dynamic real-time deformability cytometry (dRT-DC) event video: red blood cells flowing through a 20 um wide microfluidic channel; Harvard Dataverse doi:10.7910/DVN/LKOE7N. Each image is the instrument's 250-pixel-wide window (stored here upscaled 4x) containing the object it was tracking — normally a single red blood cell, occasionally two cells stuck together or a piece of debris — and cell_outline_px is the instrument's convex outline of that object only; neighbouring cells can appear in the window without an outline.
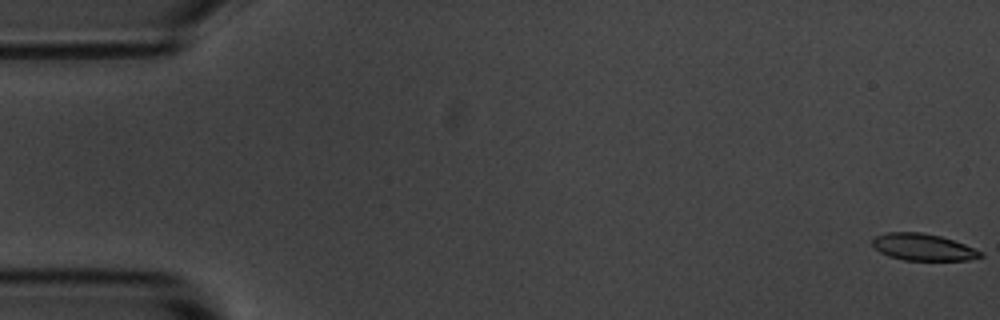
{"species": "common noctule bat (a hibernating species)", "species_latin": "Nyctalus noctula", "temperature_condition": "room temperature", "stored_images_in_passage": 5, "camera_frame_rate_fps": 3000, "um_per_image_px": 0.085, "animal": {"sex": "male", "body_mass_g": 20.1, "forearm_length_mm": 53.5}, "frame": {"image": 1, "passage_image": 1, "time_ms": 0.0, "image_size_px": [1000, 320], "cell_outline_px": [[984, 256], [968, 260], [904, 260], [888, 256], [880, 252], [872, 244], [872, 240], [876, 236], [888, 232], [920, 232], [940, 236], [964, 244], [984, 252]], "centroid_in_image_um": [78.48, 21.01], "position_along_channel_um": 6.5, "area_um2": 16.82}}
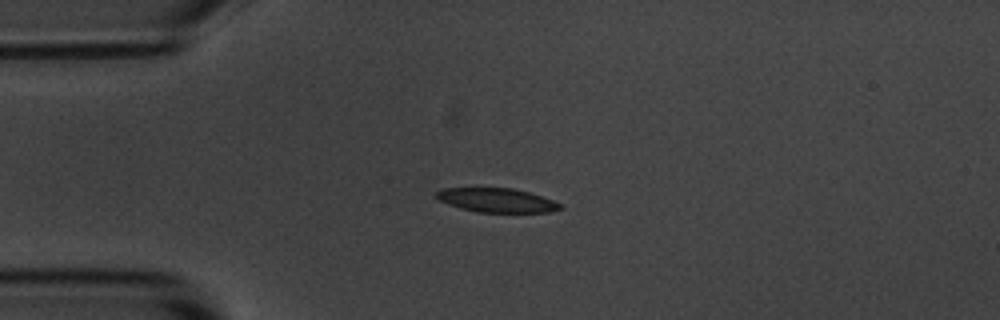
{"frame": {"image": 2, "passage_image": 4, "time_ms": 4.333, "image_size_px": [1000, 320], "cell_outline_px": [[564, 208], [548, 212], [476, 212], [460, 208], [448, 204], [440, 200], [436, 196], [436, 192], [444, 188], [512, 188], [528, 192], [552, 200], [560, 204]], "centroid_in_image_um": [42.21, 17.02], "position_along_channel_um": 42.8, "area_um2": 17.17}}